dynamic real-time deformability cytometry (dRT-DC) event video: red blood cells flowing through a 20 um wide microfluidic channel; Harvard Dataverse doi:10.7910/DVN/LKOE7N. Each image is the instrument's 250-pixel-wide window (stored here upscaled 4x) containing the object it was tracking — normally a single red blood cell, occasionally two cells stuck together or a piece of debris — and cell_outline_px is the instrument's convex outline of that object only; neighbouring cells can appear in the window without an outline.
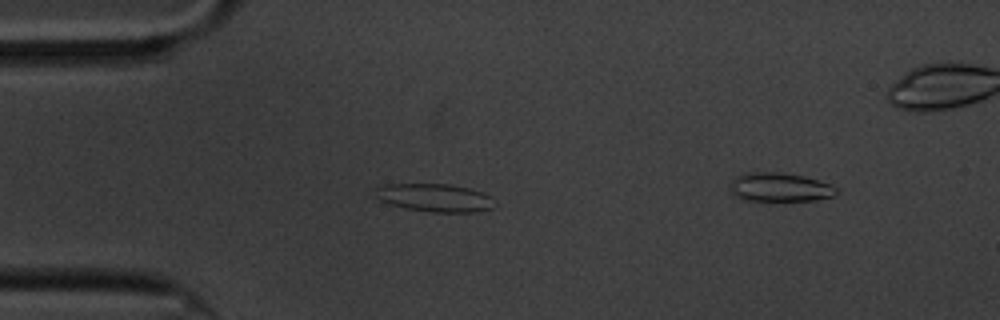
{"species": "common noctule bat (a hibernating species)", "species_latin": "Nyctalus noctula", "temperature_condition": "cold", "stored_images_in_passage": 9, "camera_frame_rate_fps": 3000, "um_per_image_px": 0.085, "animal": {"sex": "male", "body_mass_g": 20.1, "forearm_length_mm": 53.5}, "frame": {"image": 1, "passage_image": 7, "time_ms": 2.0, "image_size_px": [1000, 320], "cell_outline_px": [[496, 204], [492, 208], [476, 212], [432, 212], [404, 208], [388, 204], [380, 200], [376, 196], [376, 188], [384, 184], [448, 184], [468, 188], [484, 192], [492, 196]], "centroid_in_image_um": [36.99, 16.81], "position_along_channel_um": 48.0, "area_um2": 19.65}}